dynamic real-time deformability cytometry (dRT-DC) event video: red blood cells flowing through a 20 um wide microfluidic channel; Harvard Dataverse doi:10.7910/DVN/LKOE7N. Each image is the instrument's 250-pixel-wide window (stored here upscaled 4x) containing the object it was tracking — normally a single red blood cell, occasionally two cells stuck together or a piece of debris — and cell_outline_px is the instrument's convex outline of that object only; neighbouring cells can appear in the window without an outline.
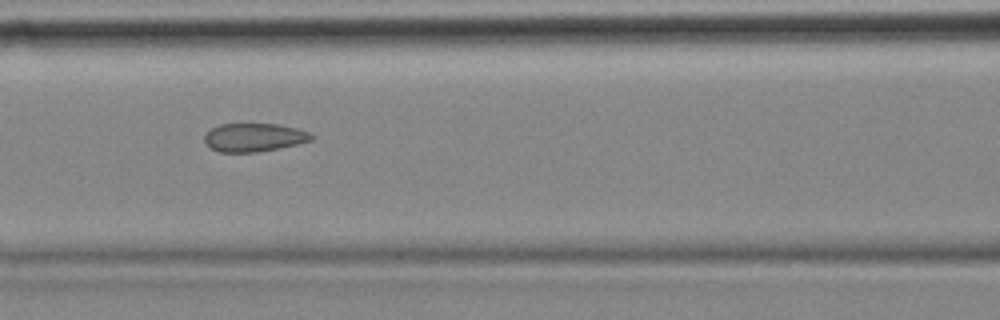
{"species": "common noctule bat (a hibernating species)", "species_latin": "Nyctalus noctula", "temperature_condition": "cold", "stored_images_in_passage": 11, "camera_frame_rate_fps": 3000, "um_per_image_px": 0.085, "animal": {"sex": "female", "body_mass_g": 18.4}, "frame": {"image": 1, "passage_image": 7, "time_ms": 2.0, "image_size_px": [1000, 320], "cell_outline_px": [[312, 140], [296, 144], [256, 152], [220, 152], [212, 148], [204, 140], [204, 136], [212, 128], [220, 124], [280, 124], [296, 128], [308, 132], [312, 136]], "centroid_in_image_um": [21.58, 11.67], "position_along_channel_um": 145.0, "area_um2": 17.34}}
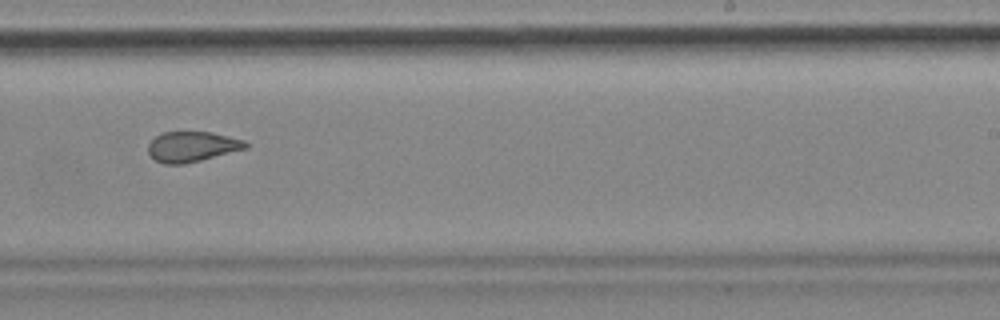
{"frame": {"image": 2, "passage_image": 10, "time_ms": 3.0, "image_size_px": [1000, 320], "cell_outline_px": [[248, 148], [184, 164], [164, 164], [156, 160], [148, 152], [148, 144], [160, 132], [212, 132], [244, 140], [248, 144]], "centroid_in_image_um": [16.32, 12.46], "position_along_channel_um": 272.7, "area_um2": 17.11}}
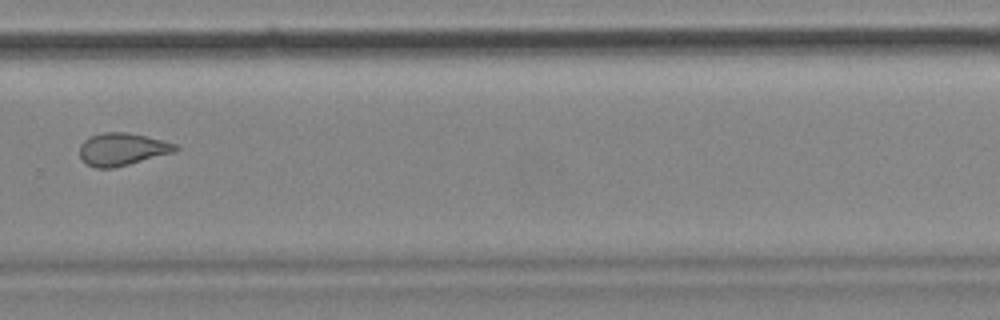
{"frame": {"image": 3, "passage_image": 11, "time_ms": 3.333, "image_size_px": [1000, 320], "cell_outline_px": [[180, 148], [176, 152], [112, 168], [96, 168], [80, 160], [80, 144], [84, 140], [92, 136], [104, 132], [128, 132], [176, 144]], "centroid_in_image_um": [10.38, 12.69], "position_along_channel_um": 319.4, "area_um2": 18.03}}